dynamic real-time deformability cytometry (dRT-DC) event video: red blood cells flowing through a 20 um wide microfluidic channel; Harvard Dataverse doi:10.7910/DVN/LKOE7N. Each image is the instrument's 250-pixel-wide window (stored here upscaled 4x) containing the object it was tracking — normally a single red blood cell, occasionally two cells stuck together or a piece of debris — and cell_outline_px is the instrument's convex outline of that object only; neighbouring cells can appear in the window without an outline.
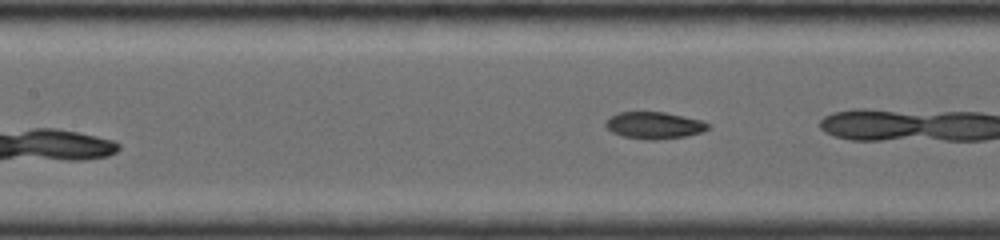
{"species": "common noctule bat (a hibernating species)", "species_latin": "Nyctalus noctula", "temperature_condition": "room temperature", "stored_images_in_passage": 14, "camera_frame_rate_fps": 4000, "um_per_image_px": 0.085, "animal": {"sex": "female", "body_mass_g": 19.0, "forearm_length_mm": 56.7}, "frame": {"image": 1, "passage_image": 7, "time_ms": 2.0, "image_size_px": [1000, 240], "cell_outline_px": [[712, 128], [704, 132], [684, 136], [656, 140], [648, 140], [624, 136], [612, 132], [604, 124], [612, 116], [620, 112], [664, 112], [684, 116], [700, 120], [712, 124]], "centroid_in_image_um": [55.69, 10.66], "position_along_channel_um": 151.7, "area_um2": 16.01}}